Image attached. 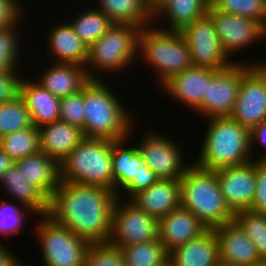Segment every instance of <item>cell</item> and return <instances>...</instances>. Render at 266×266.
Masks as SVG:
<instances>
[{
    "label": "cell",
    "instance_id": "1",
    "mask_svg": "<svg viewBox=\"0 0 266 266\" xmlns=\"http://www.w3.org/2000/svg\"><path fill=\"white\" fill-rule=\"evenodd\" d=\"M117 197L101 186L60 181L47 215L90 243L109 242Z\"/></svg>",
    "mask_w": 266,
    "mask_h": 266
},
{
    "label": "cell",
    "instance_id": "2",
    "mask_svg": "<svg viewBox=\"0 0 266 266\" xmlns=\"http://www.w3.org/2000/svg\"><path fill=\"white\" fill-rule=\"evenodd\" d=\"M101 78L84 86V137L122 140L133 134L136 119Z\"/></svg>",
    "mask_w": 266,
    "mask_h": 266
},
{
    "label": "cell",
    "instance_id": "3",
    "mask_svg": "<svg viewBox=\"0 0 266 266\" xmlns=\"http://www.w3.org/2000/svg\"><path fill=\"white\" fill-rule=\"evenodd\" d=\"M208 126L194 164L215 171L252 161L250 130L231 117L205 119ZM210 121V122H209Z\"/></svg>",
    "mask_w": 266,
    "mask_h": 266
},
{
    "label": "cell",
    "instance_id": "4",
    "mask_svg": "<svg viewBox=\"0 0 266 266\" xmlns=\"http://www.w3.org/2000/svg\"><path fill=\"white\" fill-rule=\"evenodd\" d=\"M180 184L181 206L191 211L207 229L234 220L235 213L223 197L215 171L190 162L180 178Z\"/></svg>",
    "mask_w": 266,
    "mask_h": 266
},
{
    "label": "cell",
    "instance_id": "5",
    "mask_svg": "<svg viewBox=\"0 0 266 266\" xmlns=\"http://www.w3.org/2000/svg\"><path fill=\"white\" fill-rule=\"evenodd\" d=\"M161 27L157 23L144 26L138 37V59L141 64L151 66L148 69L155 70L158 86L193 66L189 47L180 31Z\"/></svg>",
    "mask_w": 266,
    "mask_h": 266
},
{
    "label": "cell",
    "instance_id": "6",
    "mask_svg": "<svg viewBox=\"0 0 266 266\" xmlns=\"http://www.w3.org/2000/svg\"><path fill=\"white\" fill-rule=\"evenodd\" d=\"M141 29L132 24L114 23L88 47L85 64L88 77L98 79L102 72V75L113 73L114 76L120 72L122 74L124 70L128 71L126 69L138 60V37Z\"/></svg>",
    "mask_w": 266,
    "mask_h": 266
},
{
    "label": "cell",
    "instance_id": "7",
    "mask_svg": "<svg viewBox=\"0 0 266 266\" xmlns=\"http://www.w3.org/2000/svg\"><path fill=\"white\" fill-rule=\"evenodd\" d=\"M59 166L60 181L101 186L114 192L109 139L85 137Z\"/></svg>",
    "mask_w": 266,
    "mask_h": 266
},
{
    "label": "cell",
    "instance_id": "8",
    "mask_svg": "<svg viewBox=\"0 0 266 266\" xmlns=\"http://www.w3.org/2000/svg\"><path fill=\"white\" fill-rule=\"evenodd\" d=\"M39 218L35 221V230H31L40 245L43 265L83 266L91 243L58 224L47 214Z\"/></svg>",
    "mask_w": 266,
    "mask_h": 266
},
{
    "label": "cell",
    "instance_id": "9",
    "mask_svg": "<svg viewBox=\"0 0 266 266\" xmlns=\"http://www.w3.org/2000/svg\"><path fill=\"white\" fill-rule=\"evenodd\" d=\"M129 140V136L118 141L111 140L114 192L122 199L124 196L128 197L124 198L126 200H130L135 194L159 180L142 159L136 145L126 146Z\"/></svg>",
    "mask_w": 266,
    "mask_h": 266
},
{
    "label": "cell",
    "instance_id": "10",
    "mask_svg": "<svg viewBox=\"0 0 266 266\" xmlns=\"http://www.w3.org/2000/svg\"><path fill=\"white\" fill-rule=\"evenodd\" d=\"M242 62V79L230 116L248 130L266 121V61Z\"/></svg>",
    "mask_w": 266,
    "mask_h": 266
},
{
    "label": "cell",
    "instance_id": "11",
    "mask_svg": "<svg viewBox=\"0 0 266 266\" xmlns=\"http://www.w3.org/2000/svg\"><path fill=\"white\" fill-rule=\"evenodd\" d=\"M143 134L136 147L147 166L159 179H180L190 166L181 145L155 128Z\"/></svg>",
    "mask_w": 266,
    "mask_h": 266
},
{
    "label": "cell",
    "instance_id": "12",
    "mask_svg": "<svg viewBox=\"0 0 266 266\" xmlns=\"http://www.w3.org/2000/svg\"><path fill=\"white\" fill-rule=\"evenodd\" d=\"M158 239V220L130 200L117 197L112 211L109 242L122 247Z\"/></svg>",
    "mask_w": 266,
    "mask_h": 266
},
{
    "label": "cell",
    "instance_id": "13",
    "mask_svg": "<svg viewBox=\"0 0 266 266\" xmlns=\"http://www.w3.org/2000/svg\"><path fill=\"white\" fill-rule=\"evenodd\" d=\"M180 33L189 47L193 66L221 70L238 62L229 59L223 51L214 21L208 14L187 24Z\"/></svg>",
    "mask_w": 266,
    "mask_h": 266
},
{
    "label": "cell",
    "instance_id": "14",
    "mask_svg": "<svg viewBox=\"0 0 266 266\" xmlns=\"http://www.w3.org/2000/svg\"><path fill=\"white\" fill-rule=\"evenodd\" d=\"M242 79V62H233L225 69L216 70L206 80V95L195 112L203 118L230 117L234 111Z\"/></svg>",
    "mask_w": 266,
    "mask_h": 266
},
{
    "label": "cell",
    "instance_id": "15",
    "mask_svg": "<svg viewBox=\"0 0 266 266\" xmlns=\"http://www.w3.org/2000/svg\"><path fill=\"white\" fill-rule=\"evenodd\" d=\"M207 14L214 21L220 44L229 59L266 38V29L253 19L219 12L214 7H209Z\"/></svg>",
    "mask_w": 266,
    "mask_h": 266
},
{
    "label": "cell",
    "instance_id": "16",
    "mask_svg": "<svg viewBox=\"0 0 266 266\" xmlns=\"http://www.w3.org/2000/svg\"><path fill=\"white\" fill-rule=\"evenodd\" d=\"M227 205L236 213L249 210L255 196L256 160L215 170Z\"/></svg>",
    "mask_w": 266,
    "mask_h": 266
},
{
    "label": "cell",
    "instance_id": "17",
    "mask_svg": "<svg viewBox=\"0 0 266 266\" xmlns=\"http://www.w3.org/2000/svg\"><path fill=\"white\" fill-rule=\"evenodd\" d=\"M220 262L226 266H253L261 260L253 242L240 225L232 220L215 227Z\"/></svg>",
    "mask_w": 266,
    "mask_h": 266
},
{
    "label": "cell",
    "instance_id": "18",
    "mask_svg": "<svg viewBox=\"0 0 266 266\" xmlns=\"http://www.w3.org/2000/svg\"><path fill=\"white\" fill-rule=\"evenodd\" d=\"M215 69L192 66L171 77L162 86V91L175 101L196 112L202 105L203 95H206V80Z\"/></svg>",
    "mask_w": 266,
    "mask_h": 266
},
{
    "label": "cell",
    "instance_id": "19",
    "mask_svg": "<svg viewBox=\"0 0 266 266\" xmlns=\"http://www.w3.org/2000/svg\"><path fill=\"white\" fill-rule=\"evenodd\" d=\"M207 230V227L181 205L158 221V239L169 253L188 243Z\"/></svg>",
    "mask_w": 266,
    "mask_h": 266
},
{
    "label": "cell",
    "instance_id": "20",
    "mask_svg": "<svg viewBox=\"0 0 266 266\" xmlns=\"http://www.w3.org/2000/svg\"><path fill=\"white\" fill-rule=\"evenodd\" d=\"M130 201L159 221L181 205L180 179H159L135 194Z\"/></svg>",
    "mask_w": 266,
    "mask_h": 266
},
{
    "label": "cell",
    "instance_id": "21",
    "mask_svg": "<svg viewBox=\"0 0 266 266\" xmlns=\"http://www.w3.org/2000/svg\"><path fill=\"white\" fill-rule=\"evenodd\" d=\"M40 131V151L54 159L59 165L85 138L80 127L62 120L43 124Z\"/></svg>",
    "mask_w": 266,
    "mask_h": 266
},
{
    "label": "cell",
    "instance_id": "22",
    "mask_svg": "<svg viewBox=\"0 0 266 266\" xmlns=\"http://www.w3.org/2000/svg\"><path fill=\"white\" fill-rule=\"evenodd\" d=\"M41 75L37 82L60 99L80 92L91 80L84 66L71 63L54 62Z\"/></svg>",
    "mask_w": 266,
    "mask_h": 266
},
{
    "label": "cell",
    "instance_id": "23",
    "mask_svg": "<svg viewBox=\"0 0 266 266\" xmlns=\"http://www.w3.org/2000/svg\"><path fill=\"white\" fill-rule=\"evenodd\" d=\"M25 80L20 84V97L29 110L32 125L40 127L43 124L56 122L60 118V98L54 96L35 79Z\"/></svg>",
    "mask_w": 266,
    "mask_h": 266
},
{
    "label": "cell",
    "instance_id": "24",
    "mask_svg": "<svg viewBox=\"0 0 266 266\" xmlns=\"http://www.w3.org/2000/svg\"><path fill=\"white\" fill-rule=\"evenodd\" d=\"M64 22V23H63ZM50 27L47 36L49 52L54 62L71 63L85 67L88 46L75 33L69 22L63 21Z\"/></svg>",
    "mask_w": 266,
    "mask_h": 266
},
{
    "label": "cell",
    "instance_id": "25",
    "mask_svg": "<svg viewBox=\"0 0 266 266\" xmlns=\"http://www.w3.org/2000/svg\"><path fill=\"white\" fill-rule=\"evenodd\" d=\"M173 266H215L220 262L219 243L213 229L174 248L168 256Z\"/></svg>",
    "mask_w": 266,
    "mask_h": 266
},
{
    "label": "cell",
    "instance_id": "26",
    "mask_svg": "<svg viewBox=\"0 0 266 266\" xmlns=\"http://www.w3.org/2000/svg\"><path fill=\"white\" fill-rule=\"evenodd\" d=\"M26 180L38 188L48 199L60 183V166L44 152L29 155L15 162Z\"/></svg>",
    "mask_w": 266,
    "mask_h": 266
},
{
    "label": "cell",
    "instance_id": "27",
    "mask_svg": "<svg viewBox=\"0 0 266 266\" xmlns=\"http://www.w3.org/2000/svg\"><path fill=\"white\" fill-rule=\"evenodd\" d=\"M0 186L5 193L10 195L12 201L21 203L36 213L35 216L48 214L49 199L34 185L26 180V177L14 163L2 176Z\"/></svg>",
    "mask_w": 266,
    "mask_h": 266
},
{
    "label": "cell",
    "instance_id": "28",
    "mask_svg": "<svg viewBox=\"0 0 266 266\" xmlns=\"http://www.w3.org/2000/svg\"><path fill=\"white\" fill-rule=\"evenodd\" d=\"M209 7L203 0H165L153 13V23L167 21L162 29L180 31L208 13ZM161 20H164L161 22Z\"/></svg>",
    "mask_w": 266,
    "mask_h": 266
},
{
    "label": "cell",
    "instance_id": "29",
    "mask_svg": "<svg viewBox=\"0 0 266 266\" xmlns=\"http://www.w3.org/2000/svg\"><path fill=\"white\" fill-rule=\"evenodd\" d=\"M97 7L114 23L144 27L153 23V13L144 0H98Z\"/></svg>",
    "mask_w": 266,
    "mask_h": 266
},
{
    "label": "cell",
    "instance_id": "30",
    "mask_svg": "<svg viewBox=\"0 0 266 266\" xmlns=\"http://www.w3.org/2000/svg\"><path fill=\"white\" fill-rule=\"evenodd\" d=\"M93 9L87 8L75 14V18L69 21L75 33L89 47L107 32L114 22L105 13L92 5Z\"/></svg>",
    "mask_w": 266,
    "mask_h": 266
},
{
    "label": "cell",
    "instance_id": "31",
    "mask_svg": "<svg viewBox=\"0 0 266 266\" xmlns=\"http://www.w3.org/2000/svg\"><path fill=\"white\" fill-rule=\"evenodd\" d=\"M0 148L15 162L40 151L39 127L32 125L0 137Z\"/></svg>",
    "mask_w": 266,
    "mask_h": 266
},
{
    "label": "cell",
    "instance_id": "32",
    "mask_svg": "<svg viewBox=\"0 0 266 266\" xmlns=\"http://www.w3.org/2000/svg\"><path fill=\"white\" fill-rule=\"evenodd\" d=\"M120 249L122 250L124 266H157L169 256L159 239L122 246Z\"/></svg>",
    "mask_w": 266,
    "mask_h": 266
},
{
    "label": "cell",
    "instance_id": "33",
    "mask_svg": "<svg viewBox=\"0 0 266 266\" xmlns=\"http://www.w3.org/2000/svg\"><path fill=\"white\" fill-rule=\"evenodd\" d=\"M234 220L253 242L261 259H266V213L242 210L235 213Z\"/></svg>",
    "mask_w": 266,
    "mask_h": 266
},
{
    "label": "cell",
    "instance_id": "34",
    "mask_svg": "<svg viewBox=\"0 0 266 266\" xmlns=\"http://www.w3.org/2000/svg\"><path fill=\"white\" fill-rule=\"evenodd\" d=\"M31 126L29 110L20 96L13 101L0 103V137Z\"/></svg>",
    "mask_w": 266,
    "mask_h": 266
},
{
    "label": "cell",
    "instance_id": "35",
    "mask_svg": "<svg viewBox=\"0 0 266 266\" xmlns=\"http://www.w3.org/2000/svg\"><path fill=\"white\" fill-rule=\"evenodd\" d=\"M36 214L30 208L23 206L21 203H15L13 200H0V236L7 240L8 237L21 234L23 223L28 216ZM26 218V219H25Z\"/></svg>",
    "mask_w": 266,
    "mask_h": 266
},
{
    "label": "cell",
    "instance_id": "36",
    "mask_svg": "<svg viewBox=\"0 0 266 266\" xmlns=\"http://www.w3.org/2000/svg\"><path fill=\"white\" fill-rule=\"evenodd\" d=\"M214 8L259 22L266 29V0H219Z\"/></svg>",
    "mask_w": 266,
    "mask_h": 266
},
{
    "label": "cell",
    "instance_id": "37",
    "mask_svg": "<svg viewBox=\"0 0 266 266\" xmlns=\"http://www.w3.org/2000/svg\"><path fill=\"white\" fill-rule=\"evenodd\" d=\"M19 24L20 22L0 29V70L14 69L20 64L18 63L21 58Z\"/></svg>",
    "mask_w": 266,
    "mask_h": 266
},
{
    "label": "cell",
    "instance_id": "38",
    "mask_svg": "<svg viewBox=\"0 0 266 266\" xmlns=\"http://www.w3.org/2000/svg\"><path fill=\"white\" fill-rule=\"evenodd\" d=\"M83 266H124L122 250L110 242L91 243Z\"/></svg>",
    "mask_w": 266,
    "mask_h": 266
},
{
    "label": "cell",
    "instance_id": "39",
    "mask_svg": "<svg viewBox=\"0 0 266 266\" xmlns=\"http://www.w3.org/2000/svg\"><path fill=\"white\" fill-rule=\"evenodd\" d=\"M59 120L84 128V87L80 92L60 100Z\"/></svg>",
    "mask_w": 266,
    "mask_h": 266
},
{
    "label": "cell",
    "instance_id": "40",
    "mask_svg": "<svg viewBox=\"0 0 266 266\" xmlns=\"http://www.w3.org/2000/svg\"><path fill=\"white\" fill-rule=\"evenodd\" d=\"M20 70L21 66L20 69L0 70V103L13 101L20 96L22 81V76H19Z\"/></svg>",
    "mask_w": 266,
    "mask_h": 266
},
{
    "label": "cell",
    "instance_id": "41",
    "mask_svg": "<svg viewBox=\"0 0 266 266\" xmlns=\"http://www.w3.org/2000/svg\"><path fill=\"white\" fill-rule=\"evenodd\" d=\"M250 210L266 213V160H256L255 196Z\"/></svg>",
    "mask_w": 266,
    "mask_h": 266
},
{
    "label": "cell",
    "instance_id": "42",
    "mask_svg": "<svg viewBox=\"0 0 266 266\" xmlns=\"http://www.w3.org/2000/svg\"><path fill=\"white\" fill-rule=\"evenodd\" d=\"M21 0H0V29L8 26L16 25L24 19Z\"/></svg>",
    "mask_w": 266,
    "mask_h": 266
},
{
    "label": "cell",
    "instance_id": "43",
    "mask_svg": "<svg viewBox=\"0 0 266 266\" xmlns=\"http://www.w3.org/2000/svg\"><path fill=\"white\" fill-rule=\"evenodd\" d=\"M250 140H251V156L253 160H266V121H263L262 123H260L250 131ZM256 143H259L260 146H262L261 147L262 151L265 150L264 152H262V154L264 155L261 156L259 155L257 157L254 150L255 147L259 145ZM255 144L256 146H254ZM252 154H254V156Z\"/></svg>",
    "mask_w": 266,
    "mask_h": 266
},
{
    "label": "cell",
    "instance_id": "44",
    "mask_svg": "<svg viewBox=\"0 0 266 266\" xmlns=\"http://www.w3.org/2000/svg\"><path fill=\"white\" fill-rule=\"evenodd\" d=\"M10 249L6 248L0 241V266H16V264L20 261Z\"/></svg>",
    "mask_w": 266,
    "mask_h": 266
},
{
    "label": "cell",
    "instance_id": "45",
    "mask_svg": "<svg viewBox=\"0 0 266 266\" xmlns=\"http://www.w3.org/2000/svg\"><path fill=\"white\" fill-rule=\"evenodd\" d=\"M15 163V161L0 148V180L4 173Z\"/></svg>",
    "mask_w": 266,
    "mask_h": 266
},
{
    "label": "cell",
    "instance_id": "46",
    "mask_svg": "<svg viewBox=\"0 0 266 266\" xmlns=\"http://www.w3.org/2000/svg\"><path fill=\"white\" fill-rule=\"evenodd\" d=\"M165 0H144L146 6L154 13Z\"/></svg>",
    "mask_w": 266,
    "mask_h": 266
},
{
    "label": "cell",
    "instance_id": "47",
    "mask_svg": "<svg viewBox=\"0 0 266 266\" xmlns=\"http://www.w3.org/2000/svg\"><path fill=\"white\" fill-rule=\"evenodd\" d=\"M208 7H214L219 0H203Z\"/></svg>",
    "mask_w": 266,
    "mask_h": 266
},
{
    "label": "cell",
    "instance_id": "48",
    "mask_svg": "<svg viewBox=\"0 0 266 266\" xmlns=\"http://www.w3.org/2000/svg\"><path fill=\"white\" fill-rule=\"evenodd\" d=\"M157 266H173L171 259L168 257L164 262Z\"/></svg>",
    "mask_w": 266,
    "mask_h": 266
},
{
    "label": "cell",
    "instance_id": "49",
    "mask_svg": "<svg viewBox=\"0 0 266 266\" xmlns=\"http://www.w3.org/2000/svg\"><path fill=\"white\" fill-rule=\"evenodd\" d=\"M253 266H266V259L259 260Z\"/></svg>",
    "mask_w": 266,
    "mask_h": 266
},
{
    "label": "cell",
    "instance_id": "50",
    "mask_svg": "<svg viewBox=\"0 0 266 266\" xmlns=\"http://www.w3.org/2000/svg\"><path fill=\"white\" fill-rule=\"evenodd\" d=\"M24 264H25V263H23L22 260H20V261L16 264V266H25ZM26 266H27V265H26Z\"/></svg>",
    "mask_w": 266,
    "mask_h": 266
},
{
    "label": "cell",
    "instance_id": "51",
    "mask_svg": "<svg viewBox=\"0 0 266 266\" xmlns=\"http://www.w3.org/2000/svg\"><path fill=\"white\" fill-rule=\"evenodd\" d=\"M215 266H226V265H224L223 263H221V262H219L217 265H215Z\"/></svg>",
    "mask_w": 266,
    "mask_h": 266
}]
</instances>
